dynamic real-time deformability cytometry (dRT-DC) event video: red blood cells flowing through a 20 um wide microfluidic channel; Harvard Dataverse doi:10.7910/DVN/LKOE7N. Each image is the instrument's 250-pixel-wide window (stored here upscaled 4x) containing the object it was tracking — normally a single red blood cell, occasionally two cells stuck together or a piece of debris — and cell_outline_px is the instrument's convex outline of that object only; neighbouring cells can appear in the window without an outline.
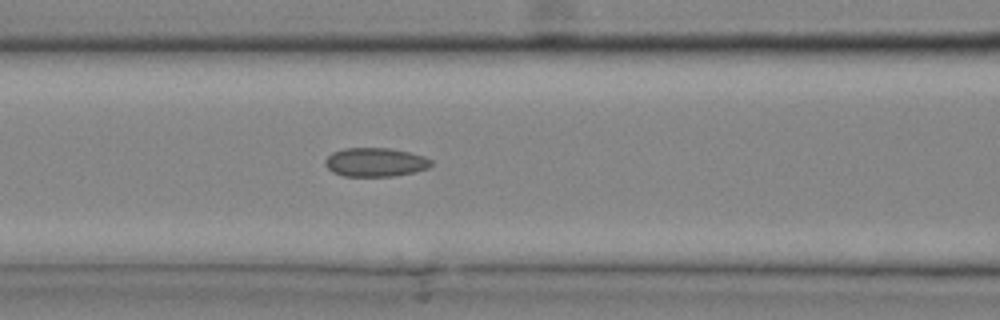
{"species": "common noctule bat (a hibernating species)", "species_latin": "Nyctalus noctula", "temperature_condition": "cold", "stored_images_in_passage": 20, "camera_frame_rate_fps": 3000, "um_per_image_px": 0.085, "animal": {"sex": "male", "body_mass_g": 20.4}, "frame": {"image": 1, "passage_image": 12, "time_ms": 3.667, "image_size_px": [1000, 320], "cell_outline_px": [[432, 164], [428, 168], [412, 172], [392, 176], [344, 176], [332, 172], [324, 164], [324, 160], [332, 152], [344, 148], [388, 148], [408, 152], [424, 156], [432, 160]], "centroid_in_image_um": [31.87, 13.78], "position_along_channel_um": 134.7, "area_um2": 17.74}}